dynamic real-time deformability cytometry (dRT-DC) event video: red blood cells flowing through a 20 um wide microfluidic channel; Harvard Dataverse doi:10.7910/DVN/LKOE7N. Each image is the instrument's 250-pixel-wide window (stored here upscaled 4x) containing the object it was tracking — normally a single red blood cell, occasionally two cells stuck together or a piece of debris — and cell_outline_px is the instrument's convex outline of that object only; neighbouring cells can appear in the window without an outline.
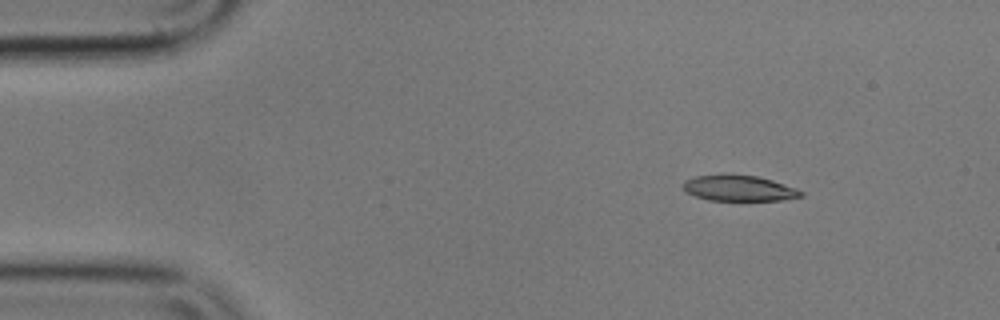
{"species": "common noctule bat (a hibernating species)", "species_latin": "Nyctalus noctula", "temperature_condition": "cold", "stored_images_in_passage": 50, "camera_frame_rate_fps": 3000, "um_per_image_px": 0.085, "animal": {"sex": "male", "body_mass_g": 17.9}, "frame": {"image": 1, "passage_image": 1, "time_ms": 0.0, "image_size_px": [1000, 320], "cell_outline_px": [[804, 196], [780, 200], [708, 200], [684, 192], [680, 184], [684, 180], [696, 176], [720, 172], [756, 176], [772, 180], [796, 188], [804, 192]], "centroid_in_image_um": [62.73, 15.96], "position_along_channel_um": 22.3, "area_um2": 18.21}}
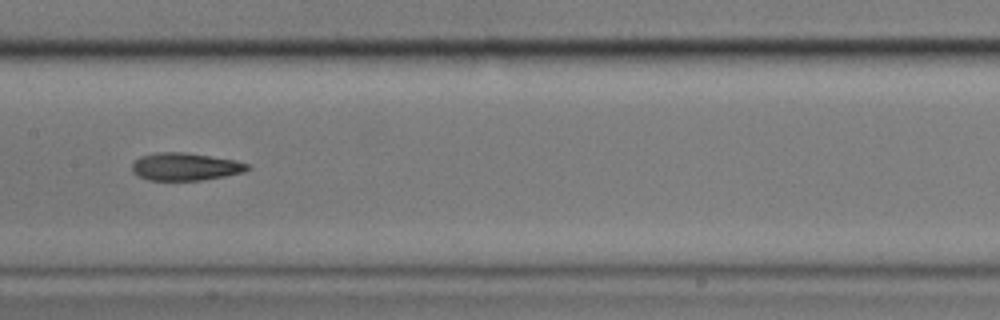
{"frame": {"image": 2, "passage_image": 21, "time_ms": 6.667, "image_size_px": [1000, 320], "cell_outline_px": [[252, 168], [244, 172], [224, 176], [200, 180], [148, 180], [132, 172], [132, 164], [140, 156], [156, 152], [184, 152], [236, 160], [248, 164]], "centroid_in_image_um": [15.76, 14.16], "position_along_channel_um": 191.6, "area_um2": 18.55}}
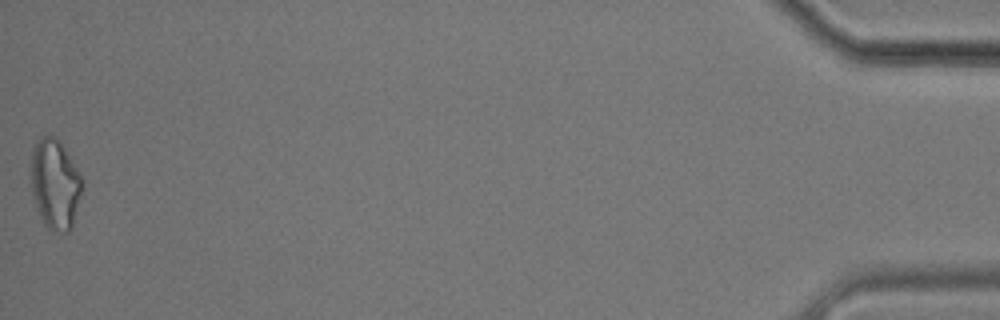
{"frame": {"image": 3, "passage_image": 49, "time_ms": 16.0, "image_size_px": [1000, 320], "cell_outline_px": [[84, 180], [72, 228], [68, 232], [64, 232], [48, 228], [44, 224], [40, 216], [32, 192], [32, 148], [40, 136], [56, 136], [60, 140], [80, 172]], "centroid_in_image_um": [4.71, 15.61], "position_along_channel_um": 430.5, "area_um2": 26.76}}